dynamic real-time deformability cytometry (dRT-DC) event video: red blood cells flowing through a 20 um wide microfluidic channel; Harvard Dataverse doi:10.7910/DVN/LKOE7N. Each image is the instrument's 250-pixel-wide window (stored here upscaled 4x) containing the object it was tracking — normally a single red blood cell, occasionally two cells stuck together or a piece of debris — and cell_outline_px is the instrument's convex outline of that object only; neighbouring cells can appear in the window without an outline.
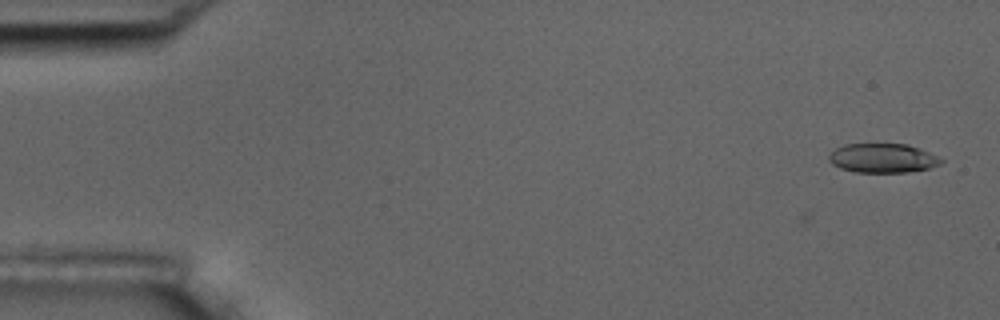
{"species": "common noctule bat (a hibernating species)", "species_latin": "Nyctalus noctula", "temperature_condition": "room temperature", "stored_images_in_passage": 11, "camera_frame_rate_fps": 3000, "um_per_image_px": 0.085, "animal": {"sex": "male", "body_mass_g": 17.5, "forearm_length_mm": 52.3}, "frame": {"image": 1, "passage_image": 1, "time_ms": 0.0, "image_size_px": [1000, 320], "cell_outline_px": [[944, 160], [940, 164], [928, 168], [908, 172], [856, 172], [840, 168], [832, 164], [828, 160], [828, 156], [836, 148], [844, 144], [908, 144], [920, 148]], "centroid_in_image_um": [75.01, 13.44], "position_along_channel_um": 10.0, "area_um2": 19.02}}
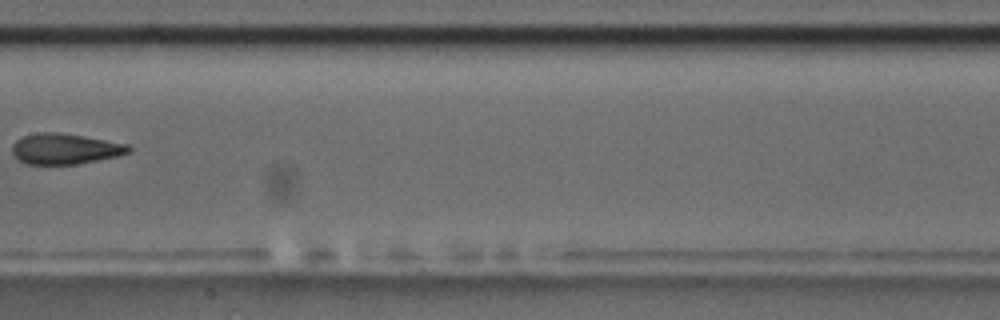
{"frame": {"image": 2, "passage_image": 8, "time_ms": 2.333, "image_size_px": [1000, 320], "cell_outline_px": [[132, 152], [116, 156], [76, 164], [28, 164], [20, 160], [12, 152], [12, 144], [16, 140], [24, 136], [40, 132], [56, 132], [84, 136], [128, 144], [132, 148]], "centroid_in_image_um": [5.54, 12.64], "position_along_channel_um": 201.9, "area_um2": 20.63}}
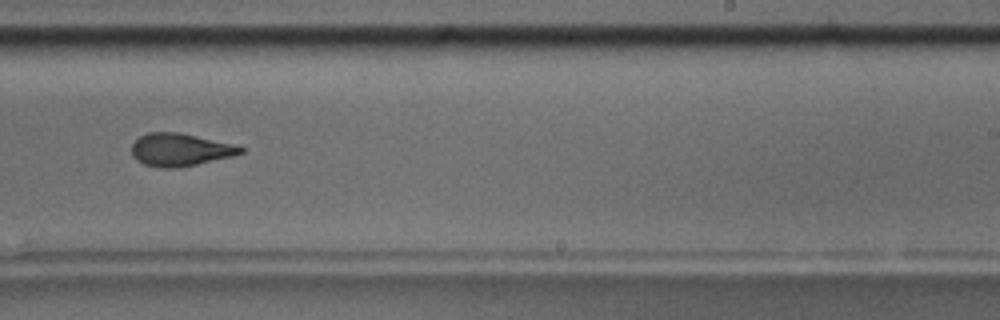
{"frame": {"image": 3, "passage_image": 10, "time_ms": 3.0, "image_size_px": [1000, 320], "cell_outline_px": [[244, 152], [232, 156], [180, 168], [160, 168], [144, 164], [136, 160], [132, 156], [132, 144], [140, 136], [148, 132], [180, 132], [232, 144], [244, 148]], "centroid_in_image_um": [15.28, 12.73], "position_along_channel_um": 273.7, "area_um2": 20.75}}